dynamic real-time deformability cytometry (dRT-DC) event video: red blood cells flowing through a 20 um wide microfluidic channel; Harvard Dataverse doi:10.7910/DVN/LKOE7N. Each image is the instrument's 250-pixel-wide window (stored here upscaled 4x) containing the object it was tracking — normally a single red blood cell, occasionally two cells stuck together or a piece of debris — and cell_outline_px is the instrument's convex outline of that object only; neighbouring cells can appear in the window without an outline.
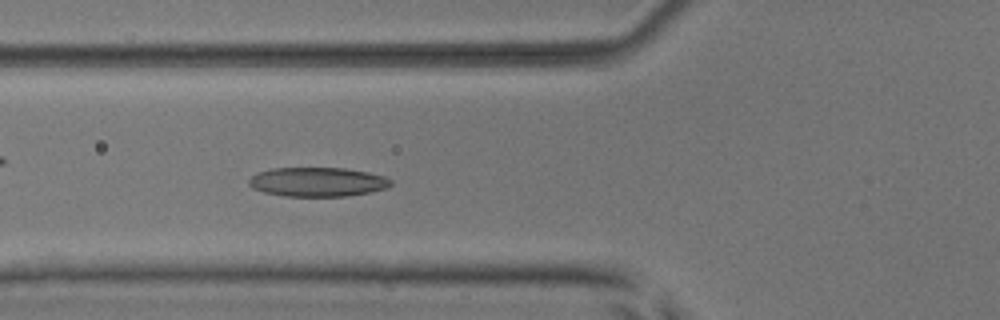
{"species": "common noctule bat (a hibernating species)", "species_latin": "Nyctalus noctula", "temperature_condition": "room temperature", "stored_images_in_passage": 31, "camera_frame_rate_fps": 3000, "um_per_image_px": 0.085, "animal": {"sex": "male", "body_mass_g": 17.9, "forearm_length_mm": 54.2}, "frame": {"image": 1, "passage_image": 7, "time_ms": 2.0, "image_size_px": [1000, 320], "cell_outline_px": [[392, 184], [388, 188], [372, 192], [348, 196], [284, 196], [264, 192], [252, 188], [248, 184], [248, 180], [256, 172], [272, 168], [344, 168], [368, 172], [384, 176], [392, 180]], "centroid_in_image_um": [27.0, 15.46], "position_along_channel_um": 98.8, "area_um2": 24.39}}
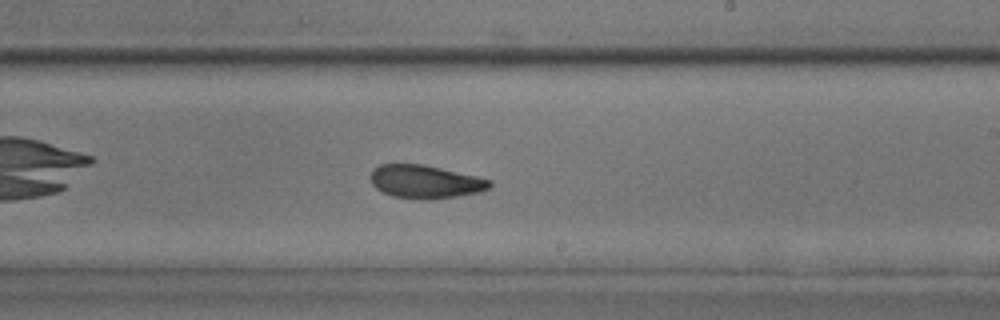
{"frame": {"image": 2, "passage_image": 19, "time_ms": 6.0, "image_size_px": [1000, 320], "cell_outline_px": [[492, 188], [476, 192], [456, 196], [432, 200], [420, 200], [392, 196], [376, 188], [372, 184], [368, 176], [372, 168], [380, 164], [424, 164], [476, 176], [492, 180]], "centroid_in_image_um": [36.11, 15.44], "position_along_channel_um": 252.9, "area_um2": 23.35}}
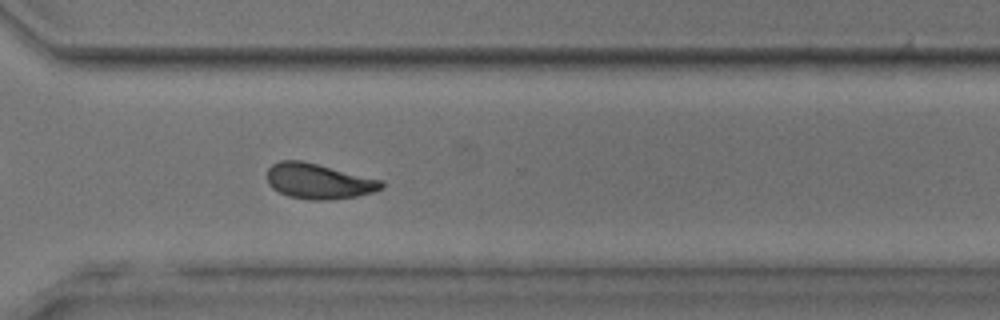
{"frame": {"image": 3, "passage_image": 26, "time_ms": 8.333, "image_size_px": [1000, 320], "cell_outline_px": [[384, 188], [376, 192], [356, 196], [332, 200], [312, 200], [288, 196], [272, 188], [268, 184], [268, 168], [272, 164], [280, 160], [300, 160], [384, 180]], "centroid_in_image_um": [27.12, 15.41], "position_along_channel_um": 343.5, "area_um2": 23.7}, "authors_computed_cell_mechanics": {"area_um2": 23.2934, "velocity_mm_per_s": 3.8653, "shape_relaxation_time_tau1_ms": 4.4062, "shape_relaxation_time_tau2_ms": 2.3763, "deformation_change_tau1": 0.1316, "deformation_change_tau2": 0.0951}}